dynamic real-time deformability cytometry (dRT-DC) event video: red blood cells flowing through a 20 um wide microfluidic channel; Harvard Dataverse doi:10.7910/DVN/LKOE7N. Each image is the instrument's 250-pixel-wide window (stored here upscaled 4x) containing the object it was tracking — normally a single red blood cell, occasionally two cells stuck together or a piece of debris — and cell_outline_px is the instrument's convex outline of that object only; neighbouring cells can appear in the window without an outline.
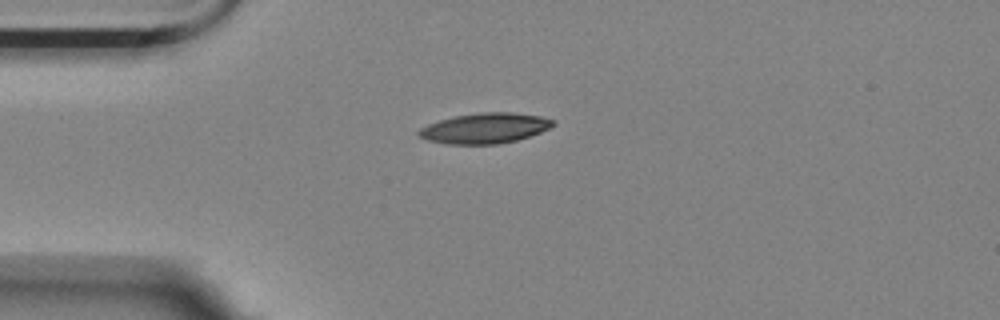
{"species": "Egyptian fruit bat (a non-hibernating species)", "species_latin": "Rousettus aegyptiacus", "temperature_condition": "room temperature", "stored_images_in_passage": 3, "camera_frame_rate_fps": 3000, "um_per_image_px": 0.085, "animal": {"sex": "female"}, "frame": {"image": 1, "passage_image": 1, "time_ms": 0.0, "image_size_px": [1000, 320], "cell_outline_px": [[556, 124], [540, 132], [516, 140], [496, 144], [444, 144], [428, 140], [416, 136], [416, 132], [420, 128], [428, 124], [440, 120], [456, 116], [480, 112], [512, 112], [540, 116], [556, 120]], "centroid_in_image_um": [41.19, 10.9], "position_along_channel_um": 43.8, "area_um2": 23.76}}
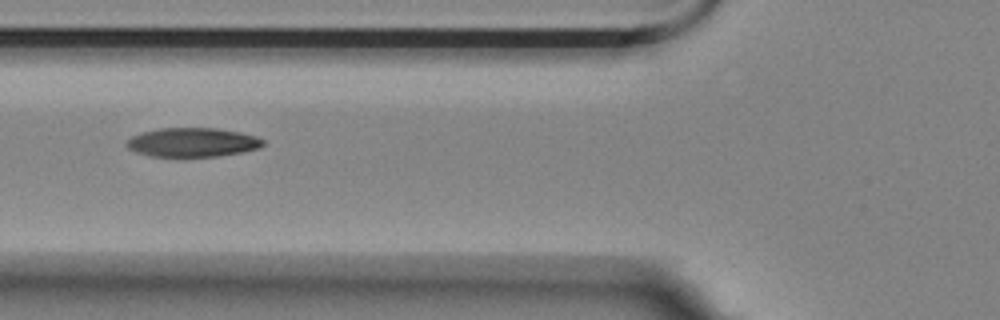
{"frame": {"image": 2, "passage_image": 3, "time_ms": 2.333, "image_size_px": [1000, 320], "cell_outline_px": [[264, 144], [260, 148], [244, 152], [216, 156], [152, 156], [136, 152], [128, 148], [124, 144], [132, 136], [144, 132], [160, 128], [216, 128], [240, 132], [256, 136], [264, 140]], "centroid_in_image_um": [16.39, 12.09], "position_along_channel_um": 109.4, "area_um2": 23.0}}